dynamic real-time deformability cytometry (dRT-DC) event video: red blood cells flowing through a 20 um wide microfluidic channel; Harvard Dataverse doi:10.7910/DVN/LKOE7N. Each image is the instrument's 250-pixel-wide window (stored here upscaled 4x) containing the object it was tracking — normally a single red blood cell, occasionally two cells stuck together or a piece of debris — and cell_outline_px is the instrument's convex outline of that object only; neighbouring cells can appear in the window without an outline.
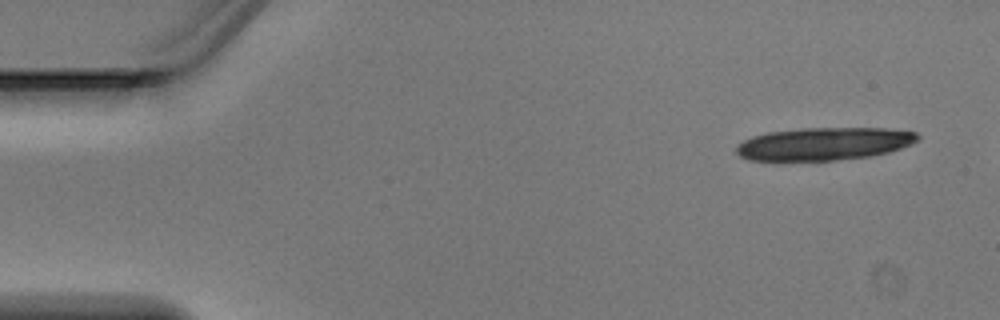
{"species": "Egyptian fruit bat (a non-hibernating species)", "species_latin": "Rousettus aegyptiacus", "temperature_condition": "warm", "stored_images_in_passage": 5, "camera_frame_rate_fps": 3000, "um_per_image_px": 0.085, "animal": {"sex": "male"}, "frame": {"image": 1, "passage_image": 1, "time_ms": 0.0, "image_size_px": [1000, 320], "cell_outline_px": [[920, 140], [912, 144], [888, 152], [868, 156], [836, 160], [748, 160], [740, 156], [736, 152], [736, 144], [752, 136], [768, 132], [800, 128], [884, 128], [916, 132], [920, 136]], "centroid_in_image_um": [70.04, 12.21], "position_along_channel_um": 15.0, "area_um2": 34.62}}
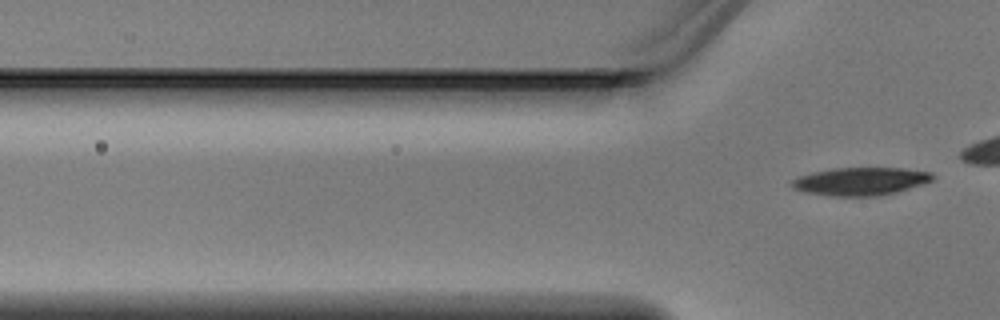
{"frame": {"image": 2, "passage_image": 5, "time_ms": 1.333, "image_size_px": [1000, 320], "cell_outline_px": [[936, 176], [932, 180], [924, 184], [896, 192], [880, 196], [828, 196], [804, 192], [792, 188], [788, 184], [792, 180], [800, 176], [812, 172], [836, 168], [904, 168], [932, 172]], "centroid_in_image_um": [73.15, 15.42], "position_along_channel_um": 52.7, "area_um2": 23.18}}